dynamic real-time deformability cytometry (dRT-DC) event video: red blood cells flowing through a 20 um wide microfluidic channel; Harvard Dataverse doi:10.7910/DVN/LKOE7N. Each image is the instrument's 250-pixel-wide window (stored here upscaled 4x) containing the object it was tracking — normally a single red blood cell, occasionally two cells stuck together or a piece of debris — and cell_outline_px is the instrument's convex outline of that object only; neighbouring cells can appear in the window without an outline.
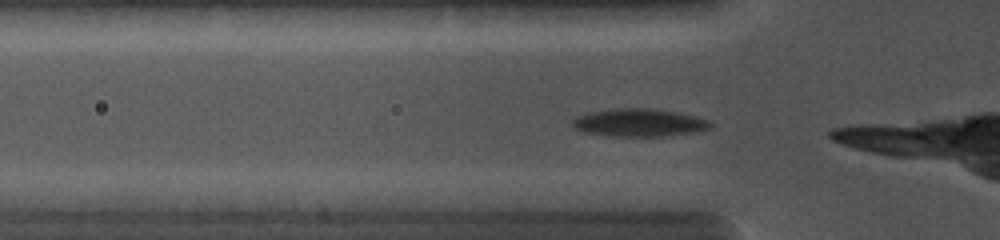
{"species": "common noctule bat (a hibernating species)", "species_latin": "Nyctalus noctula", "temperature_condition": "cold", "stored_images_in_passage": 4, "camera_frame_rate_fps": 5000, "um_per_image_px": 0.085, "animal": {"sex": "female", "body_mass_g": 19.0, "forearm_length_mm": 56.7}, "frame": {"image": 1, "passage_image": 2, "time_ms": 0.2, "image_size_px": [1000, 240], "cell_outline_px": [[712, 128], [700, 132], [660, 136], [612, 136], [584, 132], [576, 128], [572, 124], [572, 120], [576, 116], [588, 112], [616, 108], [652, 108], [676, 112], [696, 116], [708, 120], [712, 124]], "centroid_in_image_um": [54.35, 10.42], "position_along_channel_um": 71.4, "area_um2": 22.48}}